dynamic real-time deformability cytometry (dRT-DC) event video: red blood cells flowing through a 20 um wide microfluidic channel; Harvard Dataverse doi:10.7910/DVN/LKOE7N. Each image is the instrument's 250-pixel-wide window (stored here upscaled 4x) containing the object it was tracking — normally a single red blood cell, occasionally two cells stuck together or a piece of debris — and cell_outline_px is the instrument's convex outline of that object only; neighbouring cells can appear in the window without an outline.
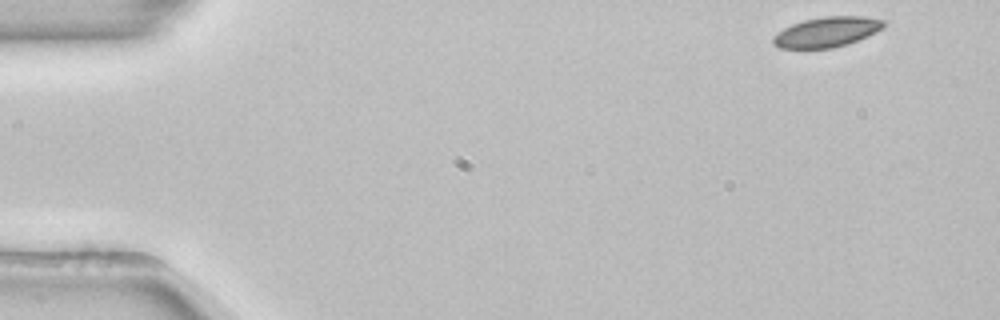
{"species": "common noctule bat (a hibernating species)", "species_latin": "Nyctalus noctula", "temperature_condition": "room temperature", "stored_images_in_passage": 50, "camera_frame_rate_fps": 3000, "um_per_image_px": 0.085, "animal": {"sex": "female", "body_mass_g": 22.7, "forearm_length_mm": 54.2}, "frame": {"image": 1, "passage_image": 1, "time_ms": 0.0, "image_size_px": [1000, 320], "cell_outline_px": [[884, 28], [868, 36], [848, 44], [832, 48], [780, 48], [772, 44], [772, 36], [784, 28], [792, 24], [804, 20], [824, 16], [864, 16], [884, 20]], "centroid_in_image_um": [70.28, 2.72], "position_along_channel_um": 14.7, "area_um2": 19.48}}
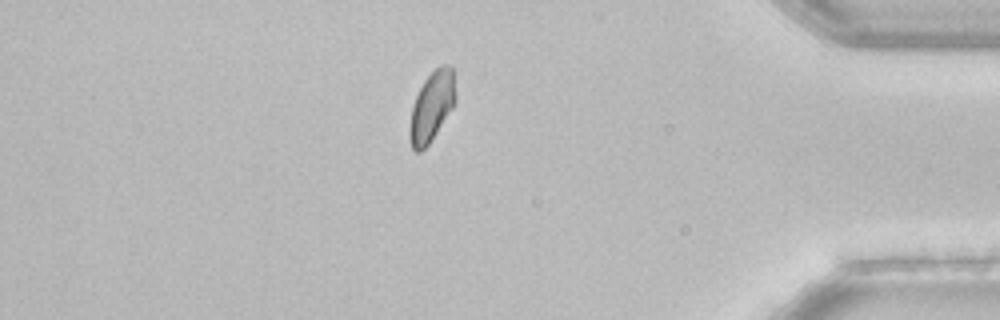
{"frame": {"image": 2, "passage_image": 43, "time_ms": 14.0, "image_size_px": [1000, 320], "cell_outline_px": [[456, 100], [452, 108], [428, 144], [420, 152], [416, 152], [412, 148], [408, 136], [408, 128], [412, 108], [416, 96], [424, 80], [440, 64], [452, 64], [456, 96]], "centroid_in_image_um": [36.69, 9.03], "position_along_channel_um": 398.5, "area_um2": 18.61}}
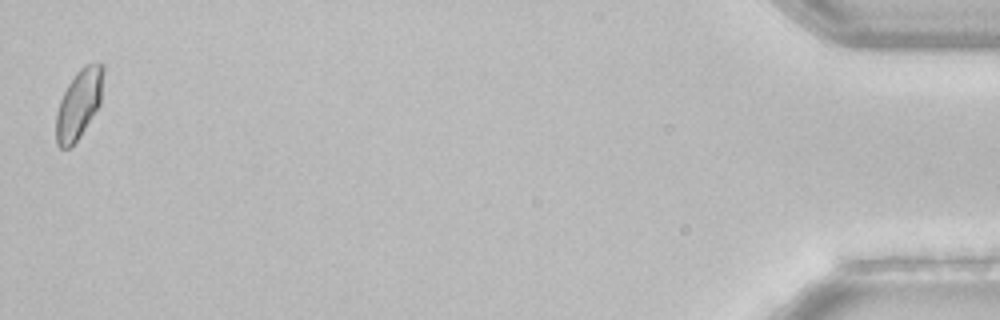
{"frame": {"image": 3, "passage_image": 50, "time_ms": 16.333, "image_size_px": [1000, 320], "cell_outline_px": [[104, 72], [100, 104], [80, 136], [68, 148], [60, 148], [56, 144], [56, 112], [60, 100], [68, 84], [76, 72], [84, 64], [96, 60], [100, 60], [104, 64]], "centroid_in_image_um": [6.72, 8.76], "position_along_channel_um": 428.5, "area_um2": 19.25}, "authors_computed_cell_mechanics": {"area_um2": 19.5075, "velocity_mm_per_s": 3.8461, "shape_relaxation_time_tau1_ms": 6.7107, "shape_relaxation_time_tau2_ms": null, "deformation_change_tau1": 0.0867, "deformation_change_tau2": null}}